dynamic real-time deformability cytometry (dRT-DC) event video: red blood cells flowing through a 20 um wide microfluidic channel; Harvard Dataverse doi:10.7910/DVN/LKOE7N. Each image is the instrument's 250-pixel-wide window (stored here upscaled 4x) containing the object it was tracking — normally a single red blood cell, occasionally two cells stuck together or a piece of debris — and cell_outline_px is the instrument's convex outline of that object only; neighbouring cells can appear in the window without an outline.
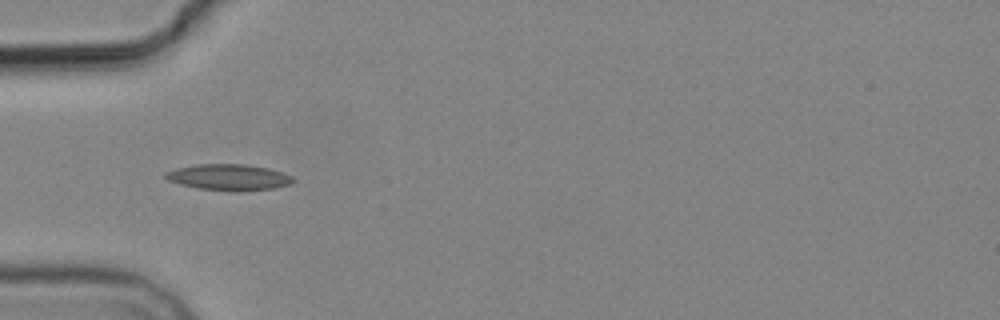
{"species": "common noctule bat (a hibernating species)", "species_latin": "Nyctalus noctula", "temperature_condition": "cold", "stored_images_in_passage": 5, "camera_frame_rate_fps": 3000, "um_per_image_px": 0.085, "animal": {"sex": "male", "body_mass_g": 19.2, "forearm_length_mm": 51.8}, "frame": {"image": 1, "passage_image": 5, "time_ms": 5.333, "image_size_px": [1000, 320], "cell_outline_px": [[296, 180], [292, 184], [276, 188], [240, 192], [232, 192], [200, 188], [180, 184], [168, 180], [164, 176], [164, 172], [176, 168], [196, 164], [244, 164], [268, 168], [292, 176]], "centroid_in_image_um": [19.47, 15.08], "position_along_channel_um": 65.5, "area_um2": 19.65}}